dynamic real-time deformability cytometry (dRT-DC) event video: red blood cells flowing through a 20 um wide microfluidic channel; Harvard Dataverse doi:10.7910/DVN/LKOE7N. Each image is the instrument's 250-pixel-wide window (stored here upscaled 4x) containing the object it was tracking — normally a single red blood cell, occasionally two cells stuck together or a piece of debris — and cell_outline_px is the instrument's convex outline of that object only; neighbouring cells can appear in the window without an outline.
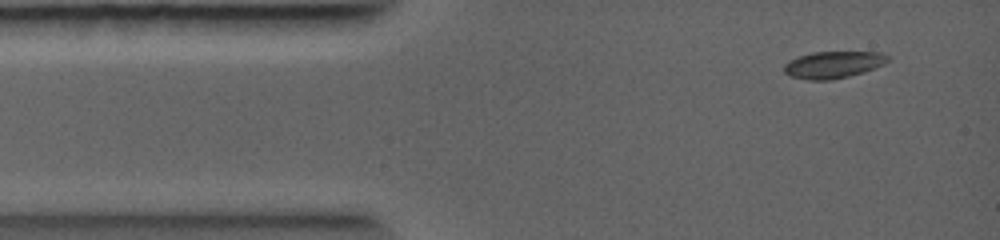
{"species": "common noctule bat (a hibernating species)", "species_latin": "Nyctalus noctula", "temperature_condition": "warm", "stored_images_in_passage": 2, "camera_frame_rate_fps": 5000, "um_per_image_px": 0.085, "animal": {"sex": "female", "body_mass_g": 19.0, "forearm_length_mm": 56.7}, "frame": {"image": 1, "passage_image": 1, "time_ms": 0.0, "image_size_px": [1000, 240], "cell_outline_px": [[888, 60], [884, 64], [864, 72], [848, 76], [828, 80], [808, 80], [792, 76], [784, 72], [784, 64], [788, 60], [812, 52], [880, 52], [888, 56]], "centroid_in_image_um": [70.81, 5.49], "position_along_channel_um": 14.2, "area_um2": 16.13}}